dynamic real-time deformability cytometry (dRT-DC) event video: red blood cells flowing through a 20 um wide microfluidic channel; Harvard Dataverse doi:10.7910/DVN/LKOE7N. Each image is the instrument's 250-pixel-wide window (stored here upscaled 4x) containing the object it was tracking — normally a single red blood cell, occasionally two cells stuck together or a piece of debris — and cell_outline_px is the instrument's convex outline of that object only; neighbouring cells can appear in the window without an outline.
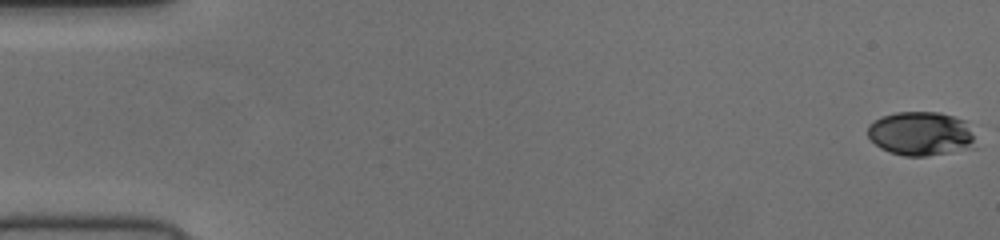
{"species": "human", "species_latin": "Homo sapiens", "temperature_condition": "cold", "stored_images_in_passage": 54, "camera_frame_rate_fps": 3000, "um_per_image_px": 0.085, "donor": {"sex": "female"}, "frame": {"image": 1, "passage_image": 1, "time_ms": 0.0, "image_size_px": [1000, 240], "cell_outline_px": [[976, 148], [924, 156], [904, 156], [880, 148], [868, 136], [868, 124], [880, 116], [896, 112], [940, 112], [964, 120], [972, 136]], "centroid_in_image_um": [78.24, 11.35], "position_along_channel_um": 6.8, "area_um2": 27.51}}
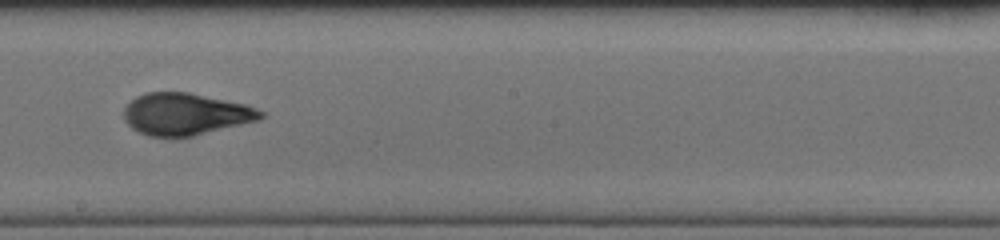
{"frame": {"image": 2, "passage_image": 31, "time_ms": 10.0, "image_size_px": [1000, 240], "cell_outline_px": [[264, 116], [260, 120], [192, 136], [148, 136], [132, 128], [124, 120], [124, 108], [136, 96], [144, 92], [188, 92], [248, 104], [264, 112]], "centroid_in_image_um": [15.79, 9.68], "position_along_channel_um": 232.4, "area_um2": 33.47}}
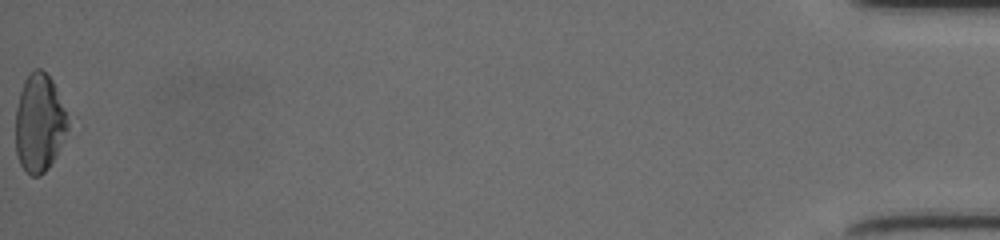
{"frame": {"image": 3, "passage_image": 54, "time_ms": 17.667, "image_size_px": [1000, 240], "cell_outline_px": [[68, 128], [56, 156], [48, 168], [40, 176], [32, 176], [20, 164], [16, 152], [16, 108], [20, 92], [24, 80], [28, 72], [32, 68], [40, 68], [52, 80], [56, 88], [64, 108], [68, 120]], "centroid_in_image_um": [3.33, 10.43], "position_along_channel_um": 431.9, "area_um2": 29.77}}